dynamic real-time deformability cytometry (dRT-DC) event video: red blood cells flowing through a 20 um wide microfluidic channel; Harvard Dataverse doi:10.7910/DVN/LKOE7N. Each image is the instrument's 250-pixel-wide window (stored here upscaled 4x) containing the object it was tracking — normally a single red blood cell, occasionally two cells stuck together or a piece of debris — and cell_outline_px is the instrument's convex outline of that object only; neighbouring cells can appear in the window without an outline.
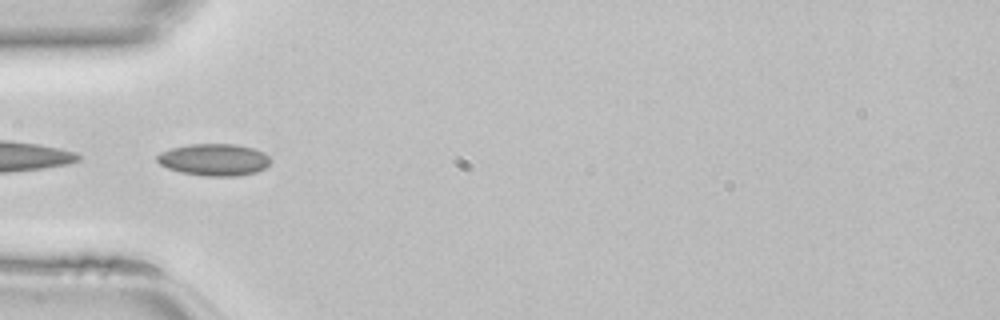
{"species": "common noctule bat (a hibernating species)", "species_latin": "Nyctalus noctula", "temperature_condition": "room temperature", "stored_images_in_passage": 43, "camera_frame_rate_fps": 3000, "um_per_image_px": 0.085, "animal": {"sex": "female", "body_mass_g": 22.7, "forearm_length_mm": 54.2}, "frame": {"image": 1, "passage_image": 12, "time_ms": 3.667, "image_size_px": [1000, 320], "cell_outline_px": [[272, 160], [264, 168], [256, 172], [236, 176], [204, 176], [180, 172], [168, 168], [160, 164], [156, 160], [156, 156], [160, 152], [172, 148], [188, 144], [236, 144], [252, 148], [264, 152]], "centroid_in_image_um": [18.19, 13.57], "position_along_channel_um": 66.8, "area_um2": 21.15}}
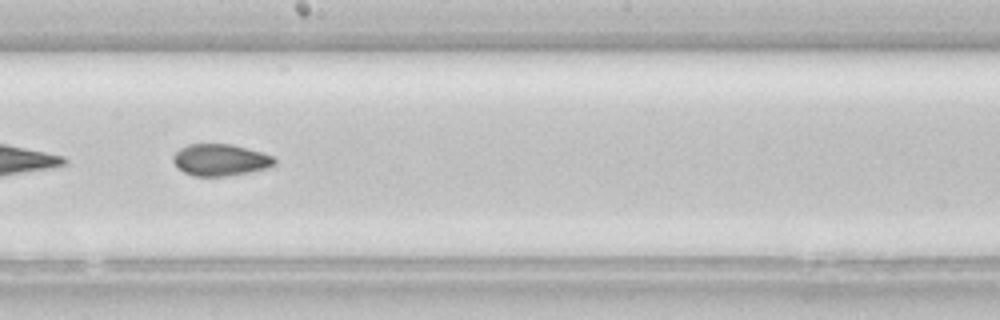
{"frame": {"image": 2, "passage_image": 23, "time_ms": 7.333, "image_size_px": [1000, 320], "cell_outline_px": [[276, 164], [268, 168], [248, 172], [224, 176], [192, 176], [176, 168], [172, 160], [172, 156], [180, 148], [188, 144], [232, 144], [248, 148], [272, 156], [276, 160]], "centroid_in_image_um": [18.69, 13.59], "position_along_channel_um": 229.5, "area_um2": 18.84}}